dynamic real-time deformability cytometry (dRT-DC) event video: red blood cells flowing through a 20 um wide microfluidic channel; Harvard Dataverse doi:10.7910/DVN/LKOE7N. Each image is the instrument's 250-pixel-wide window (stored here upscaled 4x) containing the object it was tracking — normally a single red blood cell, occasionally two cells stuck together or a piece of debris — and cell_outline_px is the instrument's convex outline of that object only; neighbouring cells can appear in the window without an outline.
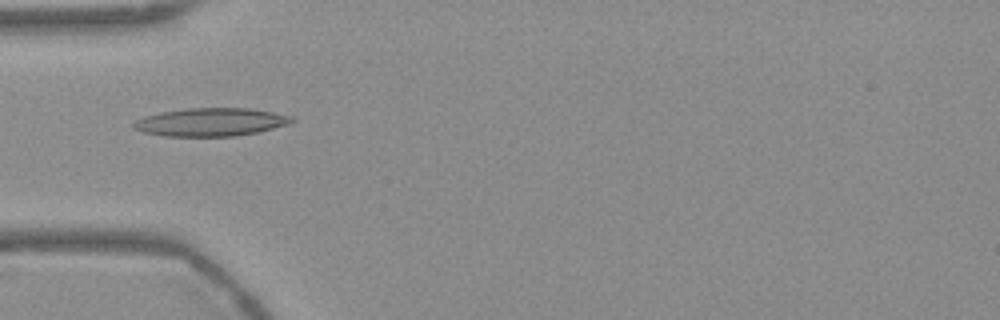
{"species": "Egyptian fruit bat (a non-hibernating species)", "species_latin": "Rousettus aegyptiacus", "temperature_condition": "warm", "stored_images_in_passage": 54, "camera_frame_rate_fps": 3000, "um_per_image_px": 0.085, "frame": {"image": 1, "passage_image": 17, "time_ms": 5.333, "image_size_px": [1000, 320], "cell_outline_px": [[296, 120], [288, 124], [256, 132], [236, 136], [164, 136], [144, 132], [132, 128], [132, 124], [136, 120], [144, 116], [160, 112], [188, 108], [252, 108], [292, 116]], "centroid_in_image_um": [17.9, 10.37], "position_along_channel_um": 67.1, "area_um2": 25.89}}
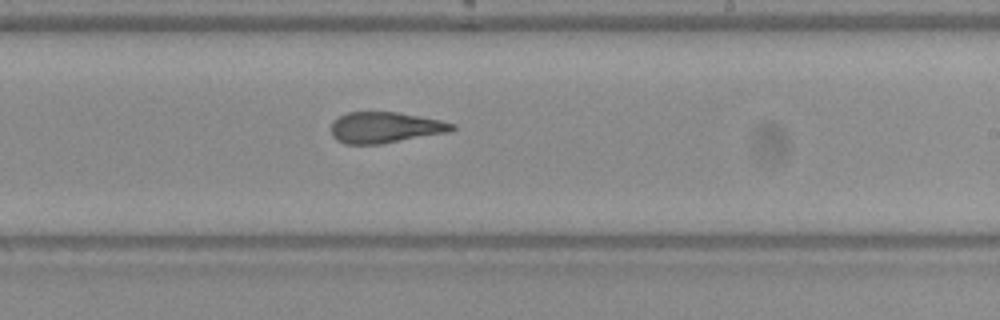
{"frame": {"image": 2, "passage_image": 32, "time_ms": 10.333, "image_size_px": [1000, 320], "cell_outline_px": [[456, 128], [452, 132], [380, 144], [344, 144], [336, 140], [332, 136], [332, 120], [348, 112], [400, 112], [440, 120], [456, 124]], "centroid_in_image_um": [32.77, 10.84], "position_along_channel_um": 256.2, "area_um2": 22.08}}
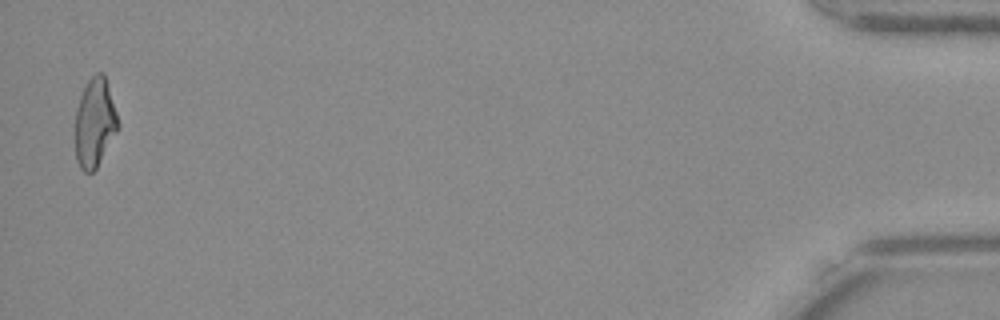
{"frame": {"image": 3, "passage_image": 53, "time_ms": 17.333, "image_size_px": [1000, 320], "cell_outline_px": [[120, 128], [96, 168], [92, 172], [84, 172], [80, 168], [76, 160], [76, 108], [80, 96], [88, 80], [96, 72], [104, 72], [120, 124]], "centroid_in_image_um": [8.07, 10.43], "position_along_channel_um": 427.1, "area_um2": 22.25}, "authors_computed_cell_mechanics": {"area_um2": 22.8888, "velocity_mm_per_s": 3.768, "shape_relaxation_time_tau1_ms": null, "shape_relaxation_time_tau2_ms": 3.1824, "deformation_change_tau1": null, "deformation_change_tau2": 0.1225}}